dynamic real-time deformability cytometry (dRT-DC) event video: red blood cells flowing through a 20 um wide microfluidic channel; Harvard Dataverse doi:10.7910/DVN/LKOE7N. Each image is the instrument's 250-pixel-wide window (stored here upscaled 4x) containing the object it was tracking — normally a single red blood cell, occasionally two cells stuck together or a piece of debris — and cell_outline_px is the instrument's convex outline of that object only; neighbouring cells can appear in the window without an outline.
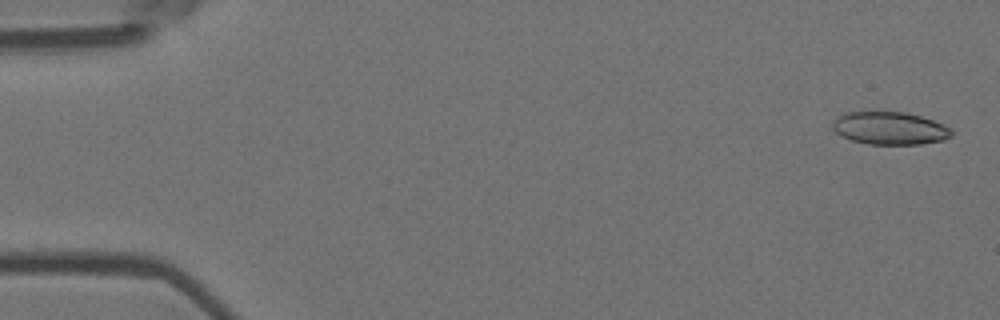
{"species": "Egyptian fruit bat (a non-hibernating species)", "species_latin": "Rousettus aegyptiacus", "temperature_condition": "room temperature", "stored_images_in_passage": 7, "camera_frame_rate_fps": 3000, "um_per_image_px": 0.085, "animal": {"sex": "female"}, "frame": {"image": 1, "passage_image": 1, "time_ms": 0.0, "image_size_px": [1000, 320], "cell_outline_px": [[952, 136], [944, 140], [920, 144], [868, 144], [852, 140], [840, 136], [832, 128], [832, 124], [836, 116], [848, 112], [904, 112], [920, 116], [932, 120], [948, 128], [952, 132]], "centroid_in_image_um": [75.59, 10.9], "position_along_channel_um": 9.4, "area_um2": 22.54}}
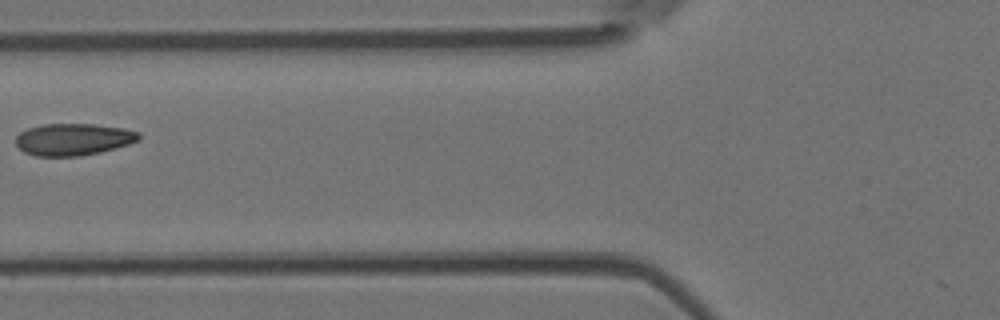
{"frame": {"image": 2, "passage_image": 6, "time_ms": 1.667, "image_size_px": [1000, 320], "cell_outline_px": [[140, 140], [128, 144], [100, 152], [80, 156], [36, 156], [24, 152], [16, 144], [16, 136], [20, 132], [28, 128], [40, 124], [92, 124], [124, 128], [140, 132]], "centroid_in_image_um": [6.23, 11.84], "position_along_channel_um": 119.6, "area_um2": 22.95}}
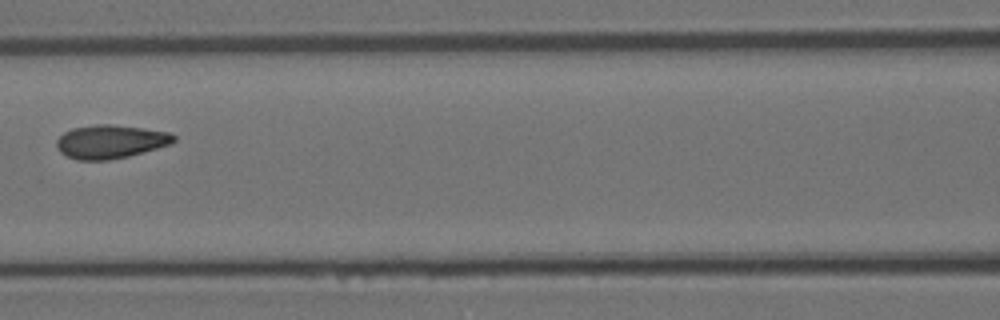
{"frame": {"image": 3, "passage_image": 7, "time_ms": 2.0, "image_size_px": [1000, 320], "cell_outline_px": [[176, 140], [172, 144], [128, 156], [108, 160], [76, 160], [60, 152], [56, 148], [56, 140], [64, 132], [72, 128], [96, 124], [108, 124], [144, 128], [168, 132], [176, 136]], "centroid_in_image_um": [9.38, 12.04], "position_along_channel_um": 157.2, "area_um2": 22.95}}